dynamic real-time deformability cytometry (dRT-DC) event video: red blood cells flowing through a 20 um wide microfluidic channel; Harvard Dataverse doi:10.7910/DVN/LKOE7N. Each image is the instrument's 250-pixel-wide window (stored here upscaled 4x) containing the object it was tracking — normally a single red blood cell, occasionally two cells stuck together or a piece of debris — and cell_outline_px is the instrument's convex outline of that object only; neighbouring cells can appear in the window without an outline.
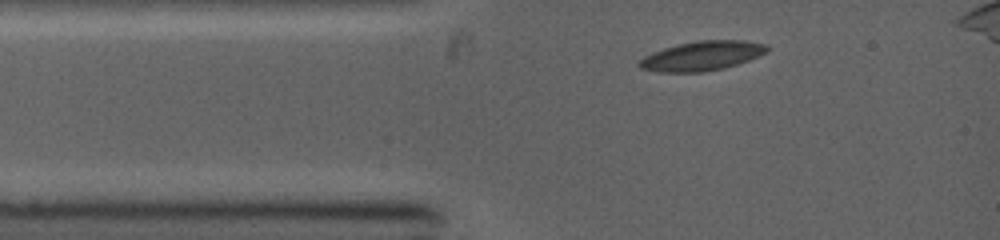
{"species": "common noctule bat (a hibernating species)", "species_latin": "Nyctalus noctula", "temperature_condition": "warm", "stored_images_in_passage": 14, "camera_frame_rate_fps": 5000, "um_per_image_px": 0.085, "animal": {"sex": "female", "body_mass_g": 19.0, "forearm_length_mm": 53.3}, "frame": {"image": 1, "passage_image": 1, "time_ms": 0.0, "image_size_px": [1000, 240], "cell_outline_px": [[768, 52], [760, 56], [724, 68], [704, 72], [656, 72], [640, 68], [636, 64], [644, 56], [652, 52], [676, 44], [700, 40], [744, 40], [768, 44]], "centroid_in_image_um": [59.67, 4.75], "position_along_channel_um": 25.3, "area_um2": 22.14}}
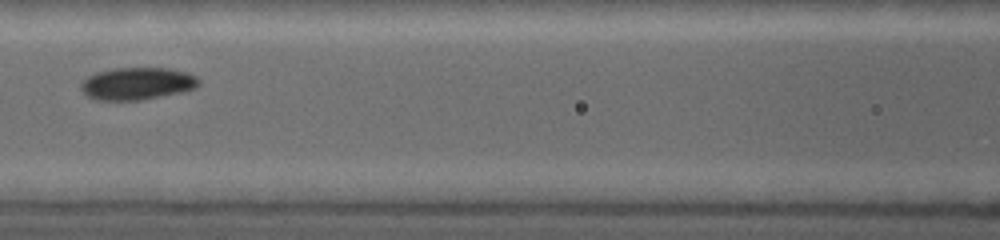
{"frame": {"image": 2, "passage_image": 12, "time_ms": 3.2, "image_size_px": [1000, 240], "cell_outline_px": [[200, 84], [196, 88], [180, 92], [140, 100], [96, 100], [88, 96], [80, 88], [80, 84], [88, 76], [96, 72], [112, 68], [168, 68], [188, 72], [196, 76], [200, 80]], "centroid_in_image_um": [11.67, 7.09], "position_along_channel_um": 154.9, "area_um2": 22.25}}